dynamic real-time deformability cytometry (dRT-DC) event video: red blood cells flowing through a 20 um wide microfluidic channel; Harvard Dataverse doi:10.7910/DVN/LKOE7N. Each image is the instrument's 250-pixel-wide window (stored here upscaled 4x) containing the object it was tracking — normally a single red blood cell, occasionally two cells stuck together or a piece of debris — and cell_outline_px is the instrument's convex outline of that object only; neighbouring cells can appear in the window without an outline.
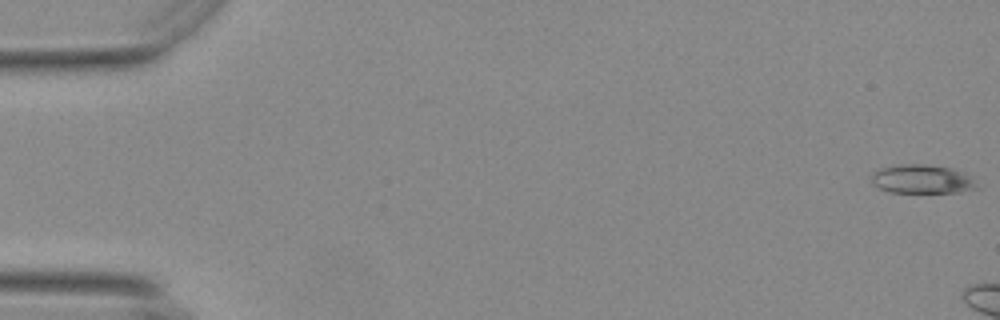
{"species": "Egyptian fruit bat (a non-hibernating species)", "species_latin": "Rousettus aegyptiacus", "temperature_condition": "warm", "stored_images_in_passage": 9, "camera_frame_rate_fps": 3000, "um_per_image_px": 0.085, "animal": {"sex": "female"}, "frame": {"image": 1, "passage_image": 1, "time_ms": 0.0, "image_size_px": [1000, 320], "cell_outline_px": [[980, 188], [960, 192], [892, 192], [880, 188], [872, 184], [868, 176], [872, 172], [880, 168], [892, 164], [924, 164], [952, 168], [964, 172], [972, 176]], "centroid_in_image_um": [78.36, 15.21], "position_along_channel_um": 6.6, "area_um2": 18.15}}